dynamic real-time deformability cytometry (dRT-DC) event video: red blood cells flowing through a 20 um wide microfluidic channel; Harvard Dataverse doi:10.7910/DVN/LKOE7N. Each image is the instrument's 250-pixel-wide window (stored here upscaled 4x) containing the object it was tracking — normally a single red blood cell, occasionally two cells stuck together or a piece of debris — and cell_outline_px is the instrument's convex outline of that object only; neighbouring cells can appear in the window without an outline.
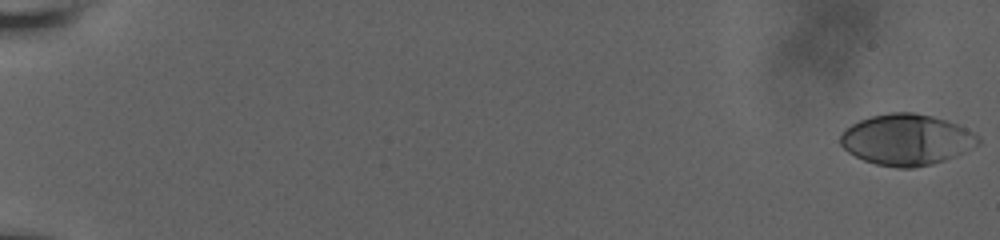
{"species": "human", "species_latin": "Homo sapiens", "temperature_condition": "room temperature", "stored_images_in_passage": 61, "camera_frame_rate_fps": 3000, "um_per_image_px": 0.085, "donor": {"sex": "male"}, "frame": {"image": 1, "passage_image": 1, "time_ms": 0.0, "image_size_px": [1000, 240], "cell_outline_px": [[980, 144], [956, 156], [932, 164], [912, 168], [896, 168], [876, 164], [864, 160], [848, 152], [840, 144], [840, 136], [852, 124], [860, 120], [872, 116], [892, 112], [912, 112], [932, 116], [956, 124], [972, 132], [980, 140]], "centroid_in_image_um": [77.06, 11.88], "position_along_channel_um": 7.9, "area_um2": 40.63}}
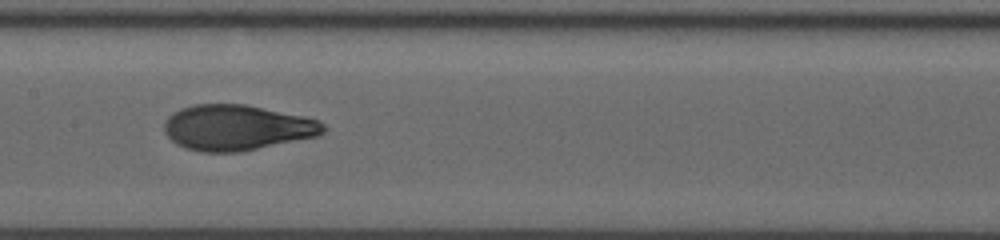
{"frame": {"image": 2, "passage_image": 34, "time_ms": 11.0, "image_size_px": [1000, 240], "cell_outline_px": [[328, 128], [320, 136], [240, 152], [200, 152], [184, 148], [176, 144], [164, 132], [164, 124], [168, 116], [180, 108], [196, 104], [244, 104], [304, 116], [320, 120]], "centroid_in_image_um": [20.16, 10.85], "position_along_channel_um": 187.2, "area_um2": 42.54}}
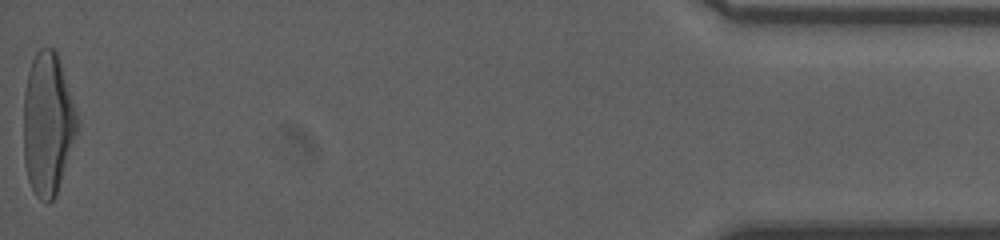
{"frame": {"image": 3, "passage_image": 61, "time_ms": 20.0, "image_size_px": [1000, 240], "cell_outline_px": [[76, 132], [56, 196], [48, 204], [44, 204], [36, 196], [28, 180], [24, 160], [24, 92], [28, 72], [32, 60], [36, 52], [40, 48], [52, 48], [56, 52], [76, 112]], "centroid_in_image_um": [4.02, 10.57], "position_along_channel_um": 431.2, "area_um2": 43.7}, "authors_computed_cell_mechanics": {"area_um2": 41.0958, "velocity_mm_per_s": 3.657, "shape_relaxation_time_tau1_ms": 4.7178, "shape_relaxation_time_tau2_ms": 0.9478, "deformation_change_tau1": 0.2237, "deformation_change_tau2": 0.0599}}